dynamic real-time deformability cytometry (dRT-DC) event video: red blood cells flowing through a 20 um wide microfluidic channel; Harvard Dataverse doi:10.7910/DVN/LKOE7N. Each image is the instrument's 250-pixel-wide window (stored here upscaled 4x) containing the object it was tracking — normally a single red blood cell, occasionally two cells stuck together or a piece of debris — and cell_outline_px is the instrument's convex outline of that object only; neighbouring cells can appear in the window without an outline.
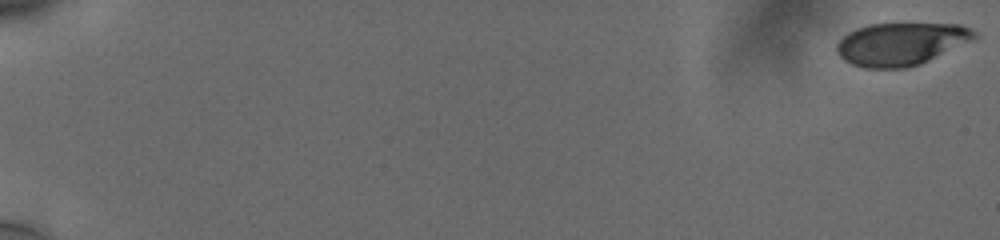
{"species": "human", "species_latin": "Homo sapiens", "temperature_condition": "cold", "stored_images_in_passage": 58, "camera_frame_rate_fps": 3000, "um_per_image_px": 0.085, "donor": {"sex": "male"}, "frame": {"image": 1, "passage_image": 1, "time_ms": 0.0, "image_size_px": [1000, 240], "cell_outline_px": [[980, 36], [976, 40], [920, 64], [904, 68], [864, 68], [852, 64], [840, 56], [836, 48], [836, 44], [848, 32], [856, 28], [868, 24], [960, 24], [976, 32]], "centroid_in_image_um": [76.63, 3.73], "position_along_channel_um": 8.4, "area_um2": 34.39}}
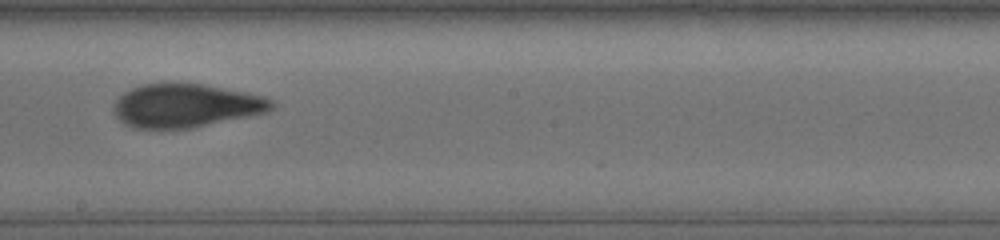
{"frame": {"image": 2, "passage_image": 36, "time_ms": 11.667, "image_size_px": [1000, 240], "cell_outline_px": [[276, 104], [268, 112], [188, 128], [136, 128], [120, 120], [116, 116], [112, 108], [116, 100], [124, 92], [140, 84], [200, 84], [244, 92], [260, 96], [272, 100]], "centroid_in_image_um": [15.77, 8.98], "position_along_channel_um": 232.4, "area_um2": 39.25}}
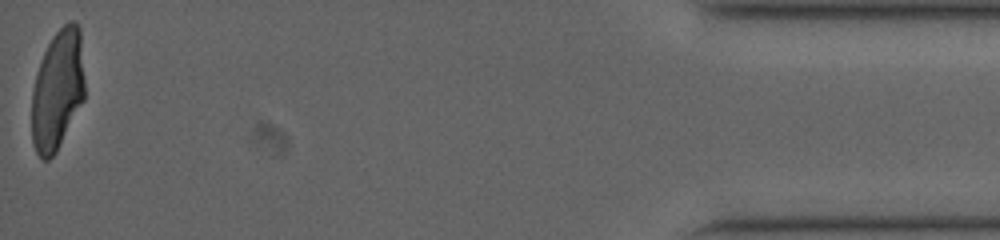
{"frame": {"image": 3, "passage_image": 58, "time_ms": 19.0, "image_size_px": [1000, 240], "cell_outline_px": [[84, 100], [56, 152], [48, 160], [44, 160], [36, 152], [32, 144], [32, 88], [36, 72], [44, 52], [52, 36], [68, 20], [72, 20], [80, 28], [84, 80]], "centroid_in_image_um": [4.88, 7.64], "position_along_channel_um": 430.3, "area_um2": 37.22}, "authors_computed_cell_mechanics": {"area_um2": 39.0728, "velocity_mm_per_s": 3.7585, "shape_relaxation_time_tau1_ms": 5.7481, "shape_relaxation_time_tau2_ms": 1.1789, "deformation_change_tau1": 0.2017, "deformation_change_tau2": 0.0718}}